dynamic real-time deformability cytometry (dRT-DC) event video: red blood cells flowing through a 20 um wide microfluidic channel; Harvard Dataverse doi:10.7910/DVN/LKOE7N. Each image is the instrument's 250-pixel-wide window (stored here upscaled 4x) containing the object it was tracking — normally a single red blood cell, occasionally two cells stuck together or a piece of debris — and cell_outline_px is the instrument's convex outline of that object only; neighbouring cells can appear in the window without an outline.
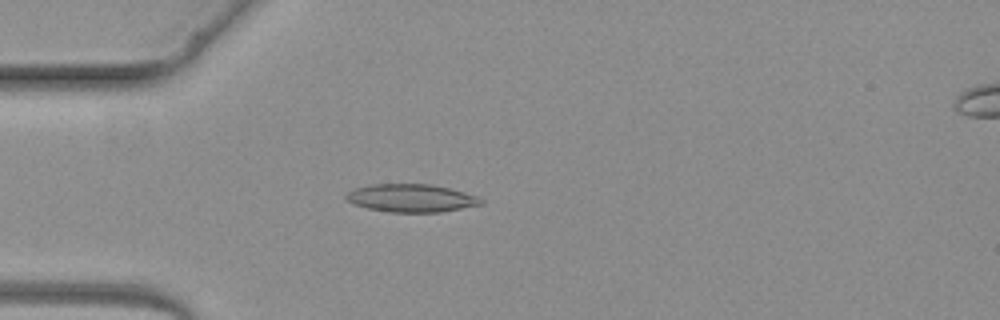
{"species": "common noctule bat (a hibernating species)", "species_latin": "Nyctalus noctula", "temperature_condition": "warm", "stored_images_in_passage": 4, "camera_frame_rate_fps": 3000, "um_per_image_px": 0.085, "animal": {"sex": "female", "body_mass_g": 19.3, "forearm_length_mm": 54.1}, "frame": {"image": 1, "passage_image": 3, "time_ms": 2.667, "image_size_px": [1000, 320], "cell_outline_px": [[484, 204], [440, 212], [388, 212], [368, 208], [352, 204], [344, 200], [344, 196], [352, 188], [368, 184], [432, 184], [464, 192], [476, 196], [484, 200]], "centroid_in_image_um": [34.89, 16.83], "position_along_channel_um": 50.1, "area_um2": 22.2}}